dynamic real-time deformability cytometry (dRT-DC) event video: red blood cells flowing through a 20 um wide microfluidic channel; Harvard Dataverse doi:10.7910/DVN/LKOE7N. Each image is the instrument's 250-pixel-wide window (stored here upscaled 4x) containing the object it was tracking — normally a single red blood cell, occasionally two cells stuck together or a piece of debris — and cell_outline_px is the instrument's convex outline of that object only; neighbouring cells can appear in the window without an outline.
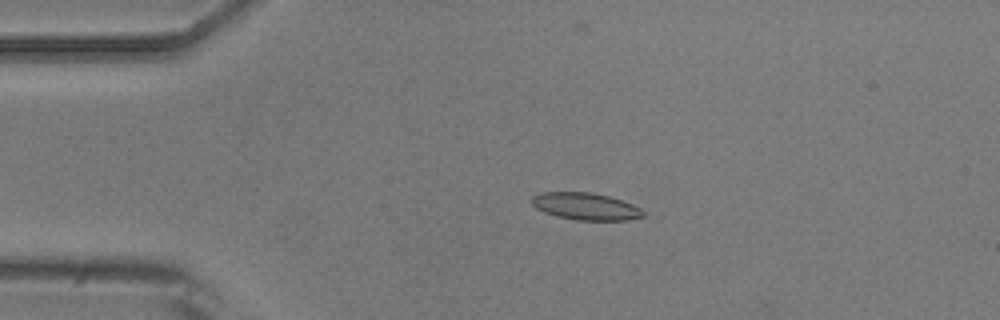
{"species": "common noctule bat (a hibernating species)", "species_latin": "Nyctalus noctula", "temperature_condition": "room temperature", "stored_images_in_passage": 5, "camera_frame_rate_fps": 3000, "um_per_image_px": 0.085, "animal": {"sex": "male", "body_mass_g": 20.5, "forearm_length_mm": 52.5}, "frame": {"image": 1, "passage_image": 4, "time_ms": 3.333, "image_size_px": [1000, 320], "cell_outline_px": [[644, 216], [628, 220], [576, 220], [544, 212], [536, 208], [532, 204], [532, 196], [540, 192], [592, 192], [608, 196], [632, 204], [640, 208], [644, 212]], "centroid_in_image_um": [49.77, 17.53], "position_along_channel_um": 35.2, "area_um2": 17.46}}